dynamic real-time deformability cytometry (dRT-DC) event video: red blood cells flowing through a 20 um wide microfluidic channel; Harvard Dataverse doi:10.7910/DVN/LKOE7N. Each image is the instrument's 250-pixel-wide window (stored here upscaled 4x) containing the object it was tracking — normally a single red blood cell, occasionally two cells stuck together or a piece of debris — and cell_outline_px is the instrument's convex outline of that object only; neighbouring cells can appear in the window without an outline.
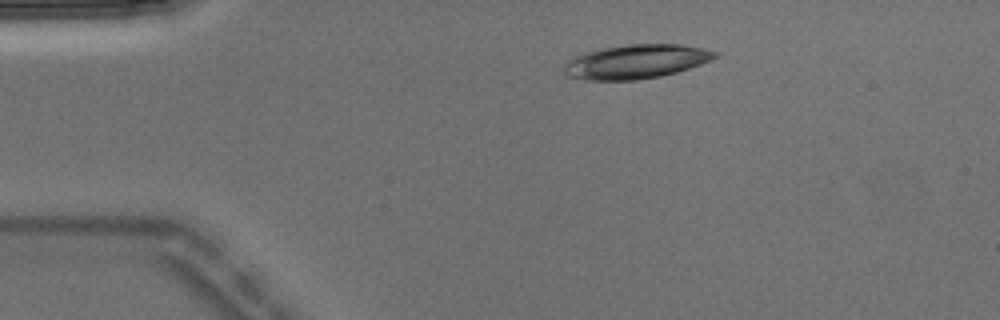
{"species": "Egyptian fruit bat (a non-hibernating species)", "species_latin": "Rousettus aegyptiacus", "temperature_condition": "warm", "stored_images_in_passage": 4, "camera_frame_rate_fps": 3000, "um_per_image_px": 0.085, "animal": {"sex": "male"}, "frame": {"image": 1, "passage_image": 3, "time_ms": 0.667, "image_size_px": [1000, 320], "cell_outline_px": [[720, 56], [712, 60], [676, 72], [660, 76], [636, 80], [584, 80], [568, 76], [564, 72], [564, 64], [568, 60], [576, 56], [588, 52], [604, 48], [628, 44], [680, 44], [704, 48], [720, 52]], "centroid_in_image_um": [54.11, 5.23], "position_along_channel_um": 30.9, "area_um2": 29.94}}